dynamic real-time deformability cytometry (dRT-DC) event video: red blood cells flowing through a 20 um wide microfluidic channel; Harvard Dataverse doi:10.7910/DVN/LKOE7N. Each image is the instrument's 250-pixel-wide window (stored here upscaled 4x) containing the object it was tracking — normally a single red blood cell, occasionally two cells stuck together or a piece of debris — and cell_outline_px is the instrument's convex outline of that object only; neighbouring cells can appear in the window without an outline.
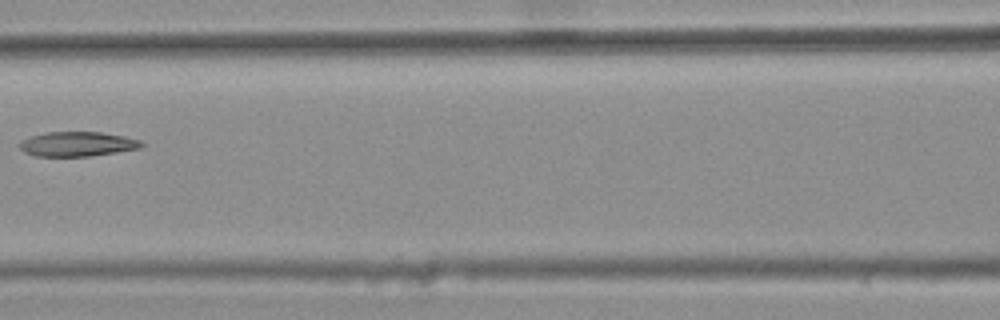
{"species": "common noctule bat (a hibernating species)", "species_latin": "Nyctalus noctula", "temperature_condition": "warm", "stored_images_in_passage": 5, "camera_frame_rate_fps": 3000, "um_per_image_px": 0.085, "animal": {"sex": "female", "body_mass_g": 25.1}, "frame": {"image": 1, "passage_image": 5, "time_ms": 1.333, "image_size_px": [1000, 320], "cell_outline_px": [[148, 144], [140, 148], [116, 152], [88, 156], [36, 156], [24, 152], [16, 144], [20, 140], [32, 136], [48, 132], [100, 132], [124, 136], [140, 140]], "centroid_in_image_um": [6.58, 12.24], "position_along_channel_um": 160.0, "area_um2": 17.57}}